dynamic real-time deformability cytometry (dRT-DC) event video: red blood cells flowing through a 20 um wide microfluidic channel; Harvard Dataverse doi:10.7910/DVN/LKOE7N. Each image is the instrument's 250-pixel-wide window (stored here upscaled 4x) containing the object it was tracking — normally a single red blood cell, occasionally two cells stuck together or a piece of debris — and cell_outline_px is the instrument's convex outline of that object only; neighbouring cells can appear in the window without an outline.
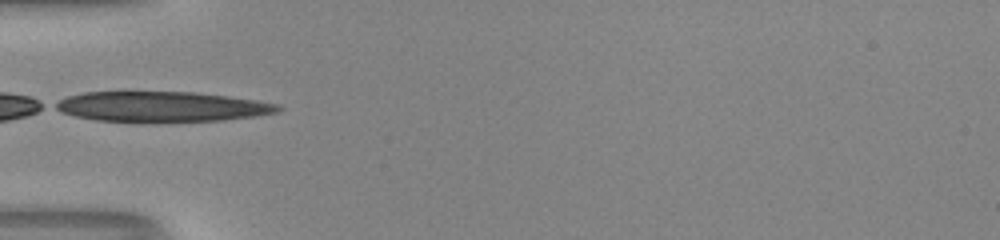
{"species": "human", "species_latin": "Homo sapiens", "temperature_condition": "room temperature", "stored_images_in_passage": 33, "camera_frame_rate_fps": 3000, "um_per_image_px": 0.085, "donor": {"sex": "male"}, "frame": {"image": 1, "passage_image": 1, "time_ms": 0.0, "image_size_px": [1000, 240], "cell_outline_px": [[284, 108], [280, 112], [256, 116], [224, 120], [160, 124], [156, 124], [96, 120], [76, 116], [60, 112], [52, 108], [52, 104], [68, 96], [84, 92], [196, 92], [228, 96], [256, 100], [280, 104]], "centroid_in_image_um": [13.77, 9.1], "position_along_channel_um": 71.2, "area_um2": 40.52}, "authors_computed_cell_mechanics": {"area_um2": 39.015, "velocity_mm_per_s": 4.1681, "shape_relaxation_time_tau1_ms": null, "shape_relaxation_time_tau2_ms": 5.7187, "deformation_change_tau1": null, "deformation_change_tau2": 0.219}}